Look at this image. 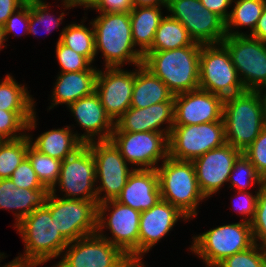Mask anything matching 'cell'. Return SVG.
Wrapping results in <instances>:
<instances>
[{"mask_svg": "<svg viewBox=\"0 0 266 267\" xmlns=\"http://www.w3.org/2000/svg\"><path fill=\"white\" fill-rule=\"evenodd\" d=\"M14 227L25 246V253L11 261L17 265L37 267L62 255L69 244L52 221L50 210L45 205L35 209Z\"/></svg>", "mask_w": 266, "mask_h": 267, "instance_id": "6da1fadb", "label": "cell"}, {"mask_svg": "<svg viewBox=\"0 0 266 267\" xmlns=\"http://www.w3.org/2000/svg\"><path fill=\"white\" fill-rule=\"evenodd\" d=\"M94 27L95 53L104 56L105 68L123 67L131 63L135 67L143 64V54L132 40L129 13H99Z\"/></svg>", "mask_w": 266, "mask_h": 267, "instance_id": "7a4b0ae2", "label": "cell"}, {"mask_svg": "<svg viewBox=\"0 0 266 267\" xmlns=\"http://www.w3.org/2000/svg\"><path fill=\"white\" fill-rule=\"evenodd\" d=\"M223 121L226 143L243 152L264 128L261 90H245L224 98Z\"/></svg>", "mask_w": 266, "mask_h": 267, "instance_id": "3957f363", "label": "cell"}, {"mask_svg": "<svg viewBox=\"0 0 266 267\" xmlns=\"http://www.w3.org/2000/svg\"><path fill=\"white\" fill-rule=\"evenodd\" d=\"M201 45L173 50L146 52L143 65L161 79L174 94L199 88Z\"/></svg>", "mask_w": 266, "mask_h": 267, "instance_id": "277c9868", "label": "cell"}, {"mask_svg": "<svg viewBox=\"0 0 266 267\" xmlns=\"http://www.w3.org/2000/svg\"><path fill=\"white\" fill-rule=\"evenodd\" d=\"M156 171L161 198L178 208L188 219L197 215V207L206 197L201 192L192 161H180L169 156Z\"/></svg>", "mask_w": 266, "mask_h": 267, "instance_id": "5b68a950", "label": "cell"}, {"mask_svg": "<svg viewBox=\"0 0 266 267\" xmlns=\"http://www.w3.org/2000/svg\"><path fill=\"white\" fill-rule=\"evenodd\" d=\"M253 244L251 223L241 220L193 236L189 249L205 262L206 267H216L226 257L246 250Z\"/></svg>", "mask_w": 266, "mask_h": 267, "instance_id": "8992f818", "label": "cell"}, {"mask_svg": "<svg viewBox=\"0 0 266 267\" xmlns=\"http://www.w3.org/2000/svg\"><path fill=\"white\" fill-rule=\"evenodd\" d=\"M199 88L223 98L245 91L230 53L222 43L201 45Z\"/></svg>", "mask_w": 266, "mask_h": 267, "instance_id": "52a82bcc", "label": "cell"}, {"mask_svg": "<svg viewBox=\"0 0 266 267\" xmlns=\"http://www.w3.org/2000/svg\"><path fill=\"white\" fill-rule=\"evenodd\" d=\"M45 206L62 236L72 242L97 232V201L59 198L52 188Z\"/></svg>", "mask_w": 266, "mask_h": 267, "instance_id": "ba28073f", "label": "cell"}, {"mask_svg": "<svg viewBox=\"0 0 266 267\" xmlns=\"http://www.w3.org/2000/svg\"><path fill=\"white\" fill-rule=\"evenodd\" d=\"M225 143L224 121L173 125L168 137L169 157L180 161H193Z\"/></svg>", "mask_w": 266, "mask_h": 267, "instance_id": "9c48e42d", "label": "cell"}, {"mask_svg": "<svg viewBox=\"0 0 266 267\" xmlns=\"http://www.w3.org/2000/svg\"><path fill=\"white\" fill-rule=\"evenodd\" d=\"M140 216L141 212L116 200L99 203L97 204L96 233L118 247L125 255H139ZM104 228L109 229L112 237L108 238L102 233Z\"/></svg>", "mask_w": 266, "mask_h": 267, "instance_id": "30bf717a", "label": "cell"}, {"mask_svg": "<svg viewBox=\"0 0 266 267\" xmlns=\"http://www.w3.org/2000/svg\"><path fill=\"white\" fill-rule=\"evenodd\" d=\"M222 44L245 90L266 89V43L249 35H227Z\"/></svg>", "mask_w": 266, "mask_h": 267, "instance_id": "8fae6325", "label": "cell"}, {"mask_svg": "<svg viewBox=\"0 0 266 267\" xmlns=\"http://www.w3.org/2000/svg\"><path fill=\"white\" fill-rule=\"evenodd\" d=\"M169 16L178 20L194 42L201 45L221 44L226 38V22L205 9L200 0H168Z\"/></svg>", "mask_w": 266, "mask_h": 267, "instance_id": "7c38bea8", "label": "cell"}, {"mask_svg": "<svg viewBox=\"0 0 266 267\" xmlns=\"http://www.w3.org/2000/svg\"><path fill=\"white\" fill-rule=\"evenodd\" d=\"M86 145L95 160L96 182L100 180V186L96 187L97 204L115 200L134 168L129 169L128 163L111 140L91 141ZM102 192L105 194L100 196Z\"/></svg>", "mask_w": 266, "mask_h": 267, "instance_id": "4fadbf2b", "label": "cell"}, {"mask_svg": "<svg viewBox=\"0 0 266 267\" xmlns=\"http://www.w3.org/2000/svg\"><path fill=\"white\" fill-rule=\"evenodd\" d=\"M168 137L165 133L149 131L112 132L110 140L129 165L139 166L137 169H156L158 162L169 156Z\"/></svg>", "mask_w": 266, "mask_h": 267, "instance_id": "5bb4252c", "label": "cell"}, {"mask_svg": "<svg viewBox=\"0 0 266 267\" xmlns=\"http://www.w3.org/2000/svg\"><path fill=\"white\" fill-rule=\"evenodd\" d=\"M95 160L91 149L84 144L73 155L61 161L57 184L63 198L85 201H97L95 188Z\"/></svg>", "mask_w": 266, "mask_h": 267, "instance_id": "9a60e30c", "label": "cell"}, {"mask_svg": "<svg viewBox=\"0 0 266 267\" xmlns=\"http://www.w3.org/2000/svg\"><path fill=\"white\" fill-rule=\"evenodd\" d=\"M62 255L59 267H115L125 256L97 233L69 242Z\"/></svg>", "mask_w": 266, "mask_h": 267, "instance_id": "2e32d148", "label": "cell"}, {"mask_svg": "<svg viewBox=\"0 0 266 267\" xmlns=\"http://www.w3.org/2000/svg\"><path fill=\"white\" fill-rule=\"evenodd\" d=\"M134 81L135 71L121 67L98 69L95 92L114 123L130 108Z\"/></svg>", "mask_w": 266, "mask_h": 267, "instance_id": "e0dca14e", "label": "cell"}, {"mask_svg": "<svg viewBox=\"0 0 266 267\" xmlns=\"http://www.w3.org/2000/svg\"><path fill=\"white\" fill-rule=\"evenodd\" d=\"M241 154L240 150L225 143L192 161L199 188L206 198L217 193L228 182L233 165Z\"/></svg>", "mask_w": 266, "mask_h": 267, "instance_id": "ac0fdd59", "label": "cell"}, {"mask_svg": "<svg viewBox=\"0 0 266 267\" xmlns=\"http://www.w3.org/2000/svg\"><path fill=\"white\" fill-rule=\"evenodd\" d=\"M224 98L201 88L174 95V125L223 121Z\"/></svg>", "mask_w": 266, "mask_h": 267, "instance_id": "d6986e66", "label": "cell"}, {"mask_svg": "<svg viewBox=\"0 0 266 267\" xmlns=\"http://www.w3.org/2000/svg\"><path fill=\"white\" fill-rule=\"evenodd\" d=\"M179 218L187 221L188 217L171 203L160 200L156 205L141 212L139 222V255L145 253L166 236Z\"/></svg>", "mask_w": 266, "mask_h": 267, "instance_id": "ffe728a7", "label": "cell"}, {"mask_svg": "<svg viewBox=\"0 0 266 267\" xmlns=\"http://www.w3.org/2000/svg\"><path fill=\"white\" fill-rule=\"evenodd\" d=\"M67 107L72 115L74 114L78 124L86 131L80 135V140L84 144L96 140H110L115 123L105 112L100 97L95 91Z\"/></svg>", "mask_w": 266, "mask_h": 267, "instance_id": "44dd1931", "label": "cell"}, {"mask_svg": "<svg viewBox=\"0 0 266 267\" xmlns=\"http://www.w3.org/2000/svg\"><path fill=\"white\" fill-rule=\"evenodd\" d=\"M168 123L166 128L161 125ZM174 125V101L153 104L146 108L130 107L116 122L113 132H158L168 136Z\"/></svg>", "mask_w": 266, "mask_h": 267, "instance_id": "7402d4cb", "label": "cell"}, {"mask_svg": "<svg viewBox=\"0 0 266 267\" xmlns=\"http://www.w3.org/2000/svg\"><path fill=\"white\" fill-rule=\"evenodd\" d=\"M156 169H137L130 173L126 185L115 199L139 212L147 211L161 200Z\"/></svg>", "mask_w": 266, "mask_h": 267, "instance_id": "603a6c76", "label": "cell"}, {"mask_svg": "<svg viewBox=\"0 0 266 267\" xmlns=\"http://www.w3.org/2000/svg\"><path fill=\"white\" fill-rule=\"evenodd\" d=\"M49 189L18 188L10 178L0 179V209L16 210L15 224L45 205Z\"/></svg>", "mask_w": 266, "mask_h": 267, "instance_id": "cb8c5ba5", "label": "cell"}, {"mask_svg": "<svg viewBox=\"0 0 266 267\" xmlns=\"http://www.w3.org/2000/svg\"><path fill=\"white\" fill-rule=\"evenodd\" d=\"M98 70L60 72L52 92V103L48 110L59 104L67 106L95 91Z\"/></svg>", "mask_w": 266, "mask_h": 267, "instance_id": "d4e9b609", "label": "cell"}, {"mask_svg": "<svg viewBox=\"0 0 266 267\" xmlns=\"http://www.w3.org/2000/svg\"><path fill=\"white\" fill-rule=\"evenodd\" d=\"M135 70V81L130 107L146 108L153 104L174 101V94L167 85L143 64Z\"/></svg>", "mask_w": 266, "mask_h": 267, "instance_id": "484cf974", "label": "cell"}, {"mask_svg": "<svg viewBox=\"0 0 266 267\" xmlns=\"http://www.w3.org/2000/svg\"><path fill=\"white\" fill-rule=\"evenodd\" d=\"M69 126L52 129L39 135L32 142L30 134L28 135L30 144L41 153L52 158L63 161L65 158L73 155L84 143L80 140V134L74 133Z\"/></svg>", "mask_w": 266, "mask_h": 267, "instance_id": "4316f807", "label": "cell"}, {"mask_svg": "<svg viewBox=\"0 0 266 267\" xmlns=\"http://www.w3.org/2000/svg\"><path fill=\"white\" fill-rule=\"evenodd\" d=\"M161 7H134L130 14L132 40L144 55L151 47L160 21L164 17Z\"/></svg>", "mask_w": 266, "mask_h": 267, "instance_id": "83f0119b", "label": "cell"}, {"mask_svg": "<svg viewBox=\"0 0 266 267\" xmlns=\"http://www.w3.org/2000/svg\"><path fill=\"white\" fill-rule=\"evenodd\" d=\"M190 45L201 44L194 42L186 28L168 14L160 21L152 47L147 52L173 50Z\"/></svg>", "mask_w": 266, "mask_h": 267, "instance_id": "f1b7e54d", "label": "cell"}, {"mask_svg": "<svg viewBox=\"0 0 266 267\" xmlns=\"http://www.w3.org/2000/svg\"><path fill=\"white\" fill-rule=\"evenodd\" d=\"M234 7L226 21L227 35H247L243 32L234 31L235 27H249L252 33L257 21L262 15L266 0H233ZM234 28V29H231Z\"/></svg>", "mask_w": 266, "mask_h": 267, "instance_id": "f546056e", "label": "cell"}, {"mask_svg": "<svg viewBox=\"0 0 266 267\" xmlns=\"http://www.w3.org/2000/svg\"><path fill=\"white\" fill-rule=\"evenodd\" d=\"M86 27L83 23H72L63 28L58 38L65 46L85 56L91 63L95 60L94 27Z\"/></svg>", "mask_w": 266, "mask_h": 267, "instance_id": "4dcf8cb0", "label": "cell"}, {"mask_svg": "<svg viewBox=\"0 0 266 267\" xmlns=\"http://www.w3.org/2000/svg\"><path fill=\"white\" fill-rule=\"evenodd\" d=\"M34 98L25 85L18 84L7 74L0 82V109L5 111H34Z\"/></svg>", "mask_w": 266, "mask_h": 267, "instance_id": "1f68e13d", "label": "cell"}, {"mask_svg": "<svg viewBox=\"0 0 266 267\" xmlns=\"http://www.w3.org/2000/svg\"><path fill=\"white\" fill-rule=\"evenodd\" d=\"M35 115V111H5L0 109V141L16 140L26 136L25 130L29 131L36 128Z\"/></svg>", "mask_w": 266, "mask_h": 267, "instance_id": "d6a6232c", "label": "cell"}, {"mask_svg": "<svg viewBox=\"0 0 266 267\" xmlns=\"http://www.w3.org/2000/svg\"><path fill=\"white\" fill-rule=\"evenodd\" d=\"M28 135L16 140L0 141V179L10 178L14 170L27 157Z\"/></svg>", "mask_w": 266, "mask_h": 267, "instance_id": "836d02e7", "label": "cell"}, {"mask_svg": "<svg viewBox=\"0 0 266 267\" xmlns=\"http://www.w3.org/2000/svg\"><path fill=\"white\" fill-rule=\"evenodd\" d=\"M27 158L40 182L51 190L59 179L61 161L41 153L31 144L28 146Z\"/></svg>", "mask_w": 266, "mask_h": 267, "instance_id": "e575fe53", "label": "cell"}, {"mask_svg": "<svg viewBox=\"0 0 266 267\" xmlns=\"http://www.w3.org/2000/svg\"><path fill=\"white\" fill-rule=\"evenodd\" d=\"M230 188H237L238 191L257 185L260 187L265 183L264 179L257 173L256 168L242 153L233 165V169L228 178Z\"/></svg>", "mask_w": 266, "mask_h": 267, "instance_id": "d590c367", "label": "cell"}, {"mask_svg": "<svg viewBox=\"0 0 266 267\" xmlns=\"http://www.w3.org/2000/svg\"><path fill=\"white\" fill-rule=\"evenodd\" d=\"M49 5L44 0H30V20L28 34L37 35L36 25H43L46 32L50 33L53 28H58L62 24L65 13L62 12L59 17L55 18L50 15Z\"/></svg>", "mask_w": 266, "mask_h": 267, "instance_id": "8d00e7d4", "label": "cell"}, {"mask_svg": "<svg viewBox=\"0 0 266 267\" xmlns=\"http://www.w3.org/2000/svg\"><path fill=\"white\" fill-rule=\"evenodd\" d=\"M216 267H266V248L254 243L250 248L226 257Z\"/></svg>", "mask_w": 266, "mask_h": 267, "instance_id": "74e56055", "label": "cell"}, {"mask_svg": "<svg viewBox=\"0 0 266 267\" xmlns=\"http://www.w3.org/2000/svg\"><path fill=\"white\" fill-rule=\"evenodd\" d=\"M56 57L61 67V72H80L83 70H97L83 55L65 46L61 41L56 44Z\"/></svg>", "mask_w": 266, "mask_h": 267, "instance_id": "f35d334b", "label": "cell"}, {"mask_svg": "<svg viewBox=\"0 0 266 267\" xmlns=\"http://www.w3.org/2000/svg\"><path fill=\"white\" fill-rule=\"evenodd\" d=\"M251 229L254 243L266 248V182L258 190L257 206L255 217L251 222Z\"/></svg>", "mask_w": 266, "mask_h": 267, "instance_id": "ab89813d", "label": "cell"}, {"mask_svg": "<svg viewBox=\"0 0 266 267\" xmlns=\"http://www.w3.org/2000/svg\"><path fill=\"white\" fill-rule=\"evenodd\" d=\"M266 182V128L264 127L254 142L242 152Z\"/></svg>", "mask_w": 266, "mask_h": 267, "instance_id": "60d3db41", "label": "cell"}, {"mask_svg": "<svg viewBox=\"0 0 266 267\" xmlns=\"http://www.w3.org/2000/svg\"><path fill=\"white\" fill-rule=\"evenodd\" d=\"M10 179L16 187L24 189H48L37 177L31 162L26 157L22 163L14 170Z\"/></svg>", "mask_w": 266, "mask_h": 267, "instance_id": "b9f144b4", "label": "cell"}, {"mask_svg": "<svg viewBox=\"0 0 266 267\" xmlns=\"http://www.w3.org/2000/svg\"><path fill=\"white\" fill-rule=\"evenodd\" d=\"M29 20H30V0L27 1L21 8H19L17 11H15L6 21V23L3 25L4 28V34L5 39H8V35L11 34V32L15 35H20L17 31L22 27L24 29V34H28L29 30ZM21 30V29H20ZM18 33V34H17ZM7 37V38H6Z\"/></svg>", "mask_w": 266, "mask_h": 267, "instance_id": "7bdbcfd3", "label": "cell"}, {"mask_svg": "<svg viewBox=\"0 0 266 267\" xmlns=\"http://www.w3.org/2000/svg\"><path fill=\"white\" fill-rule=\"evenodd\" d=\"M260 187H258L257 191H255L256 194L253 195V193H250L249 191H237L239 193L236 195L239 197L237 198L233 204L234 209L239 214H242V216H247L244 221L251 223L252 220L255 217V210L257 206V199H258V190ZM237 201V202H236ZM237 206V207H236ZM249 217V218H248Z\"/></svg>", "mask_w": 266, "mask_h": 267, "instance_id": "ee69618b", "label": "cell"}, {"mask_svg": "<svg viewBox=\"0 0 266 267\" xmlns=\"http://www.w3.org/2000/svg\"><path fill=\"white\" fill-rule=\"evenodd\" d=\"M133 8L132 0H102L95 9L98 13H130Z\"/></svg>", "mask_w": 266, "mask_h": 267, "instance_id": "f6af8a7d", "label": "cell"}, {"mask_svg": "<svg viewBox=\"0 0 266 267\" xmlns=\"http://www.w3.org/2000/svg\"><path fill=\"white\" fill-rule=\"evenodd\" d=\"M205 9L217 14L225 22L228 20L231 11H228L233 0H200Z\"/></svg>", "mask_w": 266, "mask_h": 267, "instance_id": "bcb514c9", "label": "cell"}, {"mask_svg": "<svg viewBox=\"0 0 266 267\" xmlns=\"http://www.w3.org/2000/svg\"><path fill=\"white\" fill-rule=\"evenodd\" d=\"M26 2L27 0H0V25L3 26L8 18Z\"/></svg>", "mask_w": 266, "mask_h": 267, "instance_id": "7dc6e473", "label": "cell"}, {"mask_svg": "<svg viewBox=\"0 0 266 267\" xmlns=\"http://www.w3.org/2000/svg\"><path fill=\"white\" fill-rule=\"evenodd\" d=\"M249 36H252L253 38L258 39L263 43H266V3L262 15L257 21L254 31L250 33Z\"/></svg>", "mask_w": 266, "mask_h": 267, "instance_id": "c3c4849f", "label": "cell"}, {"mask_svg": "<svg viewBox=\"0 0 266 267\" xmlns=\"http://www.w3.org/2000/svg\"><path fill=\"white\" fill-rule=\"evenodd\" d=\"M65 9H71L72 7L83 6L84 9H94L99 5L102 0H62Z\"/></svg>", "mask_w": 266, "mask_h": 267, "instance_id": "681fc988", "label": "cell"}, {"mask_svg": "<svg viewBox=\"0 0 266 267\" xmlns=\"http://www.w3.org/2000/svg\"><path fill=\"white\" fill-rule=\"evenodd\" d=\"M142 259L140 255H125L115 267H146Z\"/></svg>", "mask_w": 266, "mask_h": 267, "instance_id": "f907efd6", "label": "cell"}, {"mask_svg": "<svg viewBox=\"0 0 266 267\" xmlns=\"http://www.w3.org/2000/svg\"><path fill=\"white\" fill-rule=\"evenodd\" d=\"M134 7H167L168 0H132Z\"/></svg>", "mask_w": 266, "mask_h": 267, "instance_id": "816d5d0a", "label": "cell"}, {"mask_svg": "<svg viewBox=\"0 0 266 267\" xmlns=\"http://www.w3.org/2000/svg\"><path fill=\"white\" fill-rule=\"evenodd\" d=\"M266 89H264V94H263V90H261V99H262V103H263V109H264V127L266 128Z\"/></svg>", "mask_w": 266, "mask_h": 267, "instance_id": "f5cc1de1", "label": "cell"}, {"mask_svg": "<svg viewBox=\"0 0 266 267\" xmlns=\"http://www.w3.org/2000/svg\"><path fill=\"white\" fill-rule=\"evenodd\" d=\"M6 39H5V34H4V28L2 25H0V50L2 49V47L4 46Z\"/></svg>", "mask_w": 266, "mask_h": 267, "instance_id": "db71d44e", "label": "cell"}, {"mask_svg": "<svg viewBox=\"0 0 266 267\" xmlns=\"http://www.w3.org/2000/svg\"><path fill=\"white\" fill-rule=\"evenodd\" d=\"M2 267H36V266H30V265H17V264H14L12 262H9L7 264H5L4 266Z\"/></svg>", "mask_w": 266, "mask_h": 267, "instance_id": "11a10c76", "label": "cell"}, {"mask_svg": "<svg viewBox=\"0 0 266 267\" xmlns=\"http://www.w3.org/2000/svg\"><path fill=\"white\" fill-rule=\"evenodd\" d=\"M4 257H6L5 255H4V253H0V260H2V258L4 259ZM1 262V261H0Z\"/></svg>", "mask_w": 266, "mask_h": 267, "instance_id": "9f6ffc18", "label": "cell"}]
</instances>
